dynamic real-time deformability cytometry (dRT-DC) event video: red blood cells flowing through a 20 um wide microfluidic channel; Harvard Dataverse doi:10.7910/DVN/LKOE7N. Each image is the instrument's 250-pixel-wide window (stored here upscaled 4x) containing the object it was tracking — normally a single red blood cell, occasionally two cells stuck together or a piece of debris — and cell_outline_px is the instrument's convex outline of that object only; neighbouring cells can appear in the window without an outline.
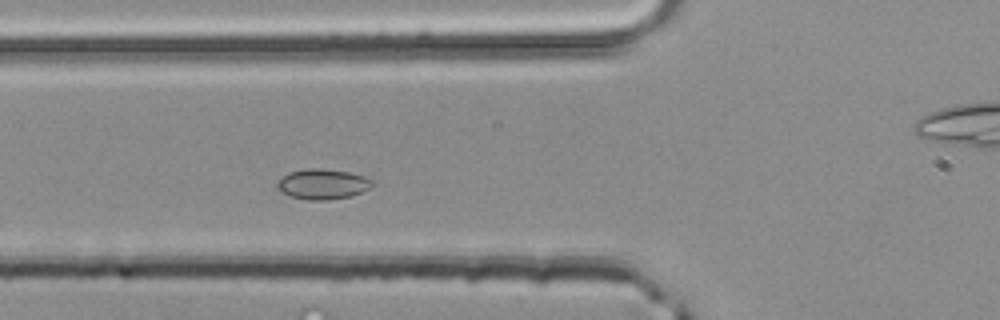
{"species": "common noctule bat (a hibernating species)", "species_latin": "Nyctalus noctula", "temperature_condition": "room temperature", "stored_images_in_passage": 43, "camera_frame_rate_fps": 3000, "um_per_image_px": 0.085, "animal": {"sex": "male", "body_mass_g": 20.4}, "frame": {"image": 1, "passage_image": 10, "time_ms": 3.0, "image_size_px": [1000, 320], "cell_outline_px": [[376, 184], [352, 196], [328, 200], [308, 200], [292, 196], [276, 188], [276, 184], [288, 172], [304, 168], [320, 168], [348, 172], [364, 176], [372, 180]], "centroid_in_image_um": [27.44, 15.64], "position_along_channel_um": 98.4, "area_um2": 16.7}}
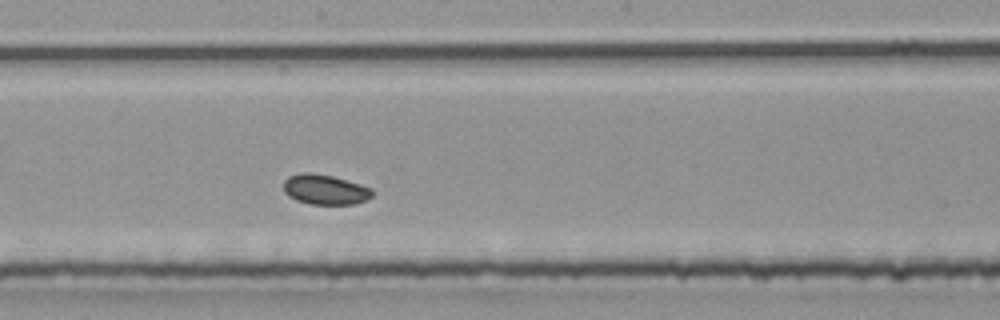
{"frame": {"image": 2, "passage_image": 19, "time_ms": 6.0, "image_size_px": [1000, 320], "cell_outline_px": [[372, 196], [356, 204], [308, 204], [296, 200], [288, 196], [284, 192], [284, 180], [288, 176], [300, 172], [308, 172], [332, 176], [360, 184], [372, 188]], "centroid_in_image_um": [27.59, 16.11], "position_along_channel_um": 220.6, "area_um2": 15.55}}
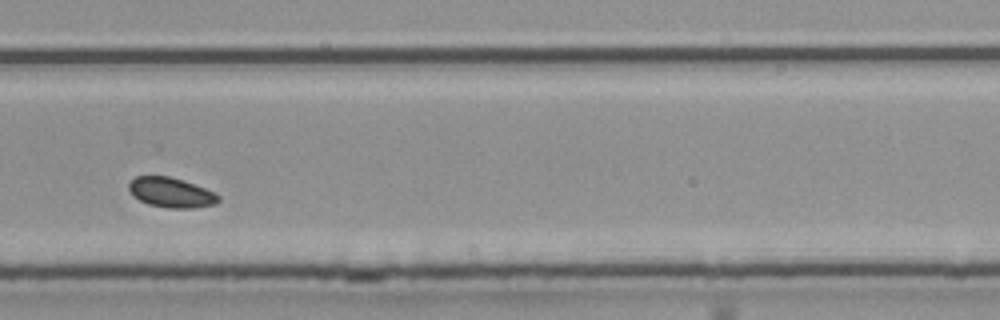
{"frame": {"image": 3, "passage_image": 26, "time_ms": 8.333, "image_size_px": [1000, 320], "cell_outline_px": [[220, 200], [216, 204], [192, 208], [168, 208], [148, 204], [132, 196], [128, 188], [128, 184], [136, 176], [168, 176], [184, 180], [216, 192], [220, 196]], "centroid_in_image_um": [14.56, 16.36], "position_along_channel_um": 315.2, "area_um2": 15.78}}